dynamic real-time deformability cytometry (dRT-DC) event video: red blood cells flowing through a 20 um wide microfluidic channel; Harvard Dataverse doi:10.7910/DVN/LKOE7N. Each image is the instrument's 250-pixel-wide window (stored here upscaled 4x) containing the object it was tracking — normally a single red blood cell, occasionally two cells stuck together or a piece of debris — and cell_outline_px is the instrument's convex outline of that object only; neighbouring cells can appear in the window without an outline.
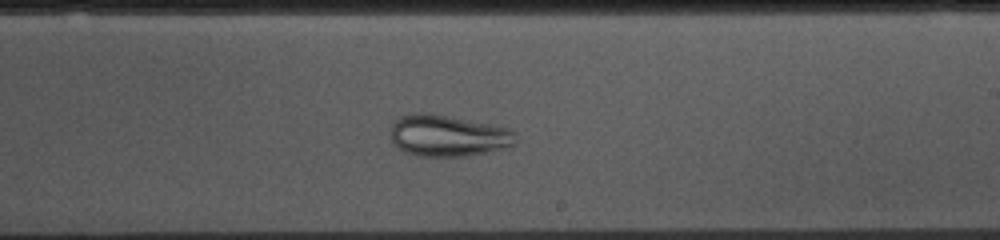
{"species": "common noctule bat (a hibernating species)", "species_latin": "Nyctalus noctula", "temperature_condition": "cold", "stored_images_in_passage": 53, "camera_frame_rate_fps": 3000, "um_per_image_px": 0.085, "animal": {"sex": "female", "body_mass_g": 10.0, "forearm_length_mm": 53.1}, "frame": {"image": 1, "passage_image": 30, "time_ms": 9.667, "image_size_px": [1000, 240], "cell_outline_px": [[516, 140], [512, 144], [504, 148], [468, 156], [420, 156], [404, 152], [392, 140], [392, 124], [400, 116], [412, 112], [428, 112], [492, 124], [508, 128], [516, 132]], "centroid_in_image_um": [38.08, 11.51], "position_along_channel_um": 250.9, "area_um2": 30.23}}
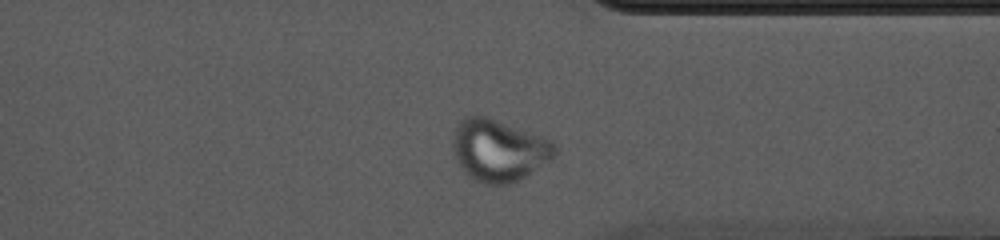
{"frame": {"image": 2, "passage_image": 40, "time_ms": 13.0, "image_size_px": [1000, 240], "cell_outline_px": [[556, 156], [520, 180], [508, 184], [488, 184], [476, 180], [468, 176], [464, 172], [456, 160], [452, 148], [452, 140], [456, 124], [464, 116], [488, 116], [540, 136], [548, 140], [556, 148]], "centroid_in_image_um": [42.35, 12.77], "position_along_channel_um": 369.0, "area_um2": 36.7}}
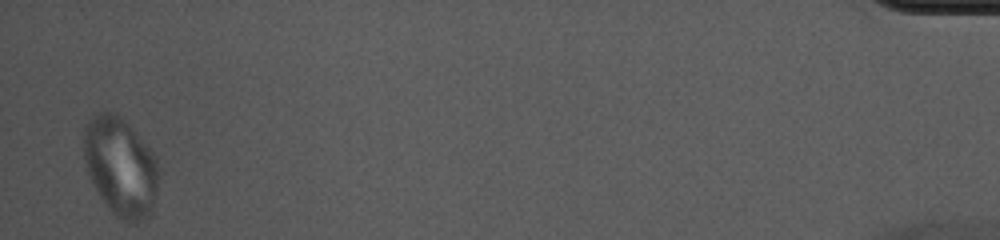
{"frame": {"image": 3, "passage_image": 52, "time_ms": 17.0, "image_size_px": [1000, 240], "cell_outline_px": [[156, 192], [152, 212], [140, 220], [132, 224], [116, 216], [108, 208], [92, 184], [84, 160], [84, 128], [88, 120], [96, 112], [116, 112], [132, 128], [156, 156]], "centroid_in_image_um": [10.21, 14.15], "position_along_channel_um": 425.0, "area_um2": 42.71}}